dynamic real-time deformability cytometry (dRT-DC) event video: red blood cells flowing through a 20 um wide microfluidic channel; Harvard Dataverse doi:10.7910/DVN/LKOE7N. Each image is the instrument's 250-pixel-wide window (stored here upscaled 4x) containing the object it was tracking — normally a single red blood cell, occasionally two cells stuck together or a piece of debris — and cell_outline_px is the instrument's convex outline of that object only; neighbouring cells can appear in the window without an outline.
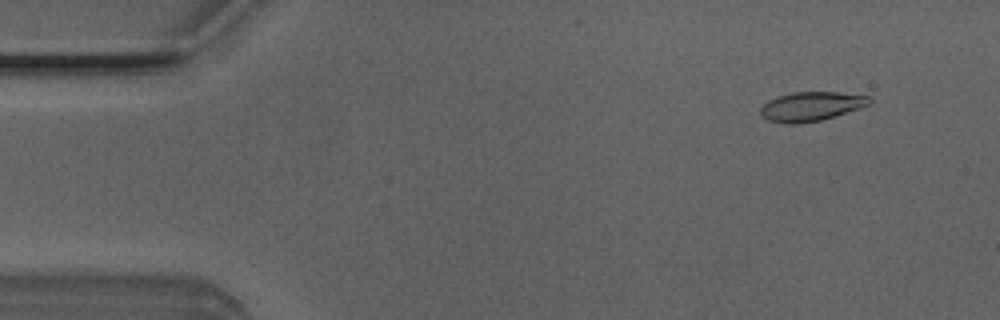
{"species": "Egyptian fruit bat (a non-hibernating species)", "species_latin": "Rousettus aegyptiacus", "temperature_condition": "room temperature", "stored_images_in_passage": 50, "camera_frame_rate_fps": 3000, "um_per_image_px": 0.085, "animal": {"sex": "male"}, "frame": {"image": 1, "passage_image": 4, "time_ms": 1.0, "image_size_px": [1000, 320], "cell_outline_px": [[872, 104], [860, 108], [820, 120], [796, 124], [784, 124], [768, 120], [760, 116], [760, 108], [768, 100], [776, 96], [792, 92], [840, 92], [868, 96], [872, 100]], "centroid_in_image_um": [68.92, 9.04], "position_along_channel_um": 16.1, "area_um2": 18.67}}
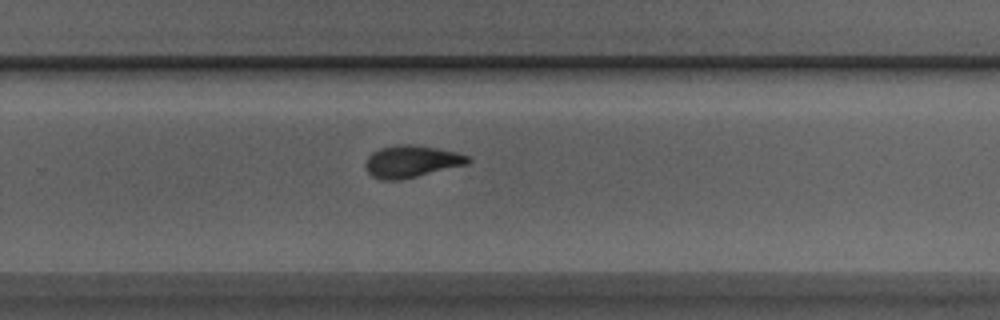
{"frame": {"image": 2, "passage_image": 32, "time_ms": 10.333, "image_size_px": [1000, 320], "cell_outline_px": [[472, 160], [468, 164], [400, 180], [380, 180], [372, 176], [364, 168], [364, 164], [368, 156], [372, 152], [380, 148], [396, 144], [412, 144], [436, 148], [456, 152], [468, 156]], "centroid_in_image_um": [34.94, 13.72], "position_along_channel_um": 294.9, "area_um2": 19.25}}
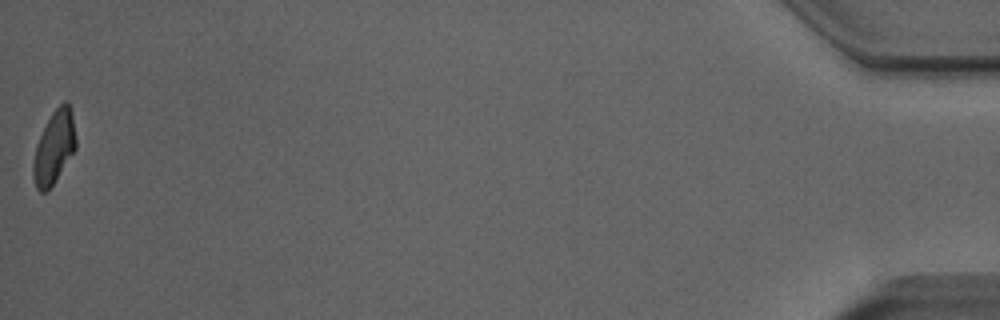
{"frame": {"image": 3, "passage_image": 50, "time_ms": 16.333, "image_size_px": [1000, 320], "cell_outline_px": [[76, 148], [52, 184], [44, 192], [40, 192], [36, 188], [32, 176], [32, 164], [36, 144], [52, 112], [64, 100], [68, 100], [72, 112], [76, 140]], "centroid_in_image_um": [4.59, 12.49], "position_along_channel_um": 430.6, "area_um2": 17.92}, "authors_computed_cell_mechanics": {"area_um2": 18.785, "velocity_mm_per_s": 4.0165, "shape_relaxation_time_tau1_ms": 5.799, "shape_relaxation_time_tau2_ms": 2.4136, "deformation_change_tau1": 0.176, "deformation_change_tau2": 0.0927}}